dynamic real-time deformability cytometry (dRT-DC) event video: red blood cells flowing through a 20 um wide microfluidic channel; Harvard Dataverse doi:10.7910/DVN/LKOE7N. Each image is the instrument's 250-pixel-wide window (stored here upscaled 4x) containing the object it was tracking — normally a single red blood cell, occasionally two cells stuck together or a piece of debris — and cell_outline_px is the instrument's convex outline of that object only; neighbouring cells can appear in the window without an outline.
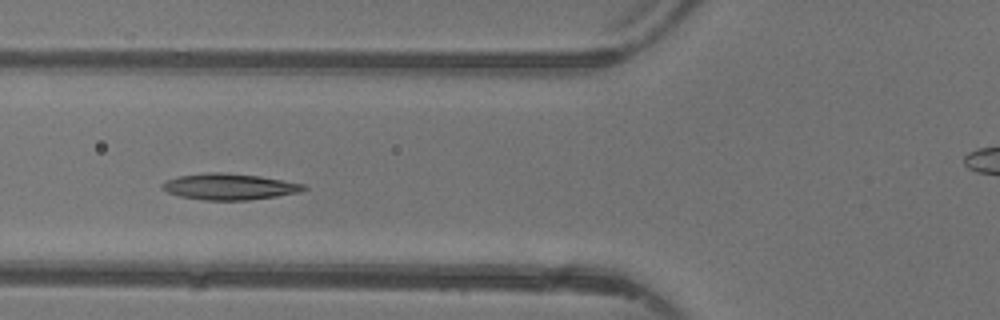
{"species": "common noctule bat (a hibernating species)", "species_latin": "Nyctalus noctula", "temperature_condition": "warm", "stored_images_in_passage": 4, "camera_frame_rate_fps": 3000, "um_per_image_px": 0.085, "animal": {"sex": "female"}, "frame": {"image": 1, "passage_image": 4, "time_ms": 3.667, "image_size_px": [1000, 320], "cell_outline_px": [[308, 188], [300, 192], [276, 196], [248, 200], [204, 200], [180, 196], [168, 192], [160, 188], [160, 184], [164, 180], [180, 176], [208, 172], [224, 172], [260, 176], [304, 184]], "centroid_in_image_um": [19.46, 15.86], "position_along_channel_um": 106.3, "area_um2": 21.62}}